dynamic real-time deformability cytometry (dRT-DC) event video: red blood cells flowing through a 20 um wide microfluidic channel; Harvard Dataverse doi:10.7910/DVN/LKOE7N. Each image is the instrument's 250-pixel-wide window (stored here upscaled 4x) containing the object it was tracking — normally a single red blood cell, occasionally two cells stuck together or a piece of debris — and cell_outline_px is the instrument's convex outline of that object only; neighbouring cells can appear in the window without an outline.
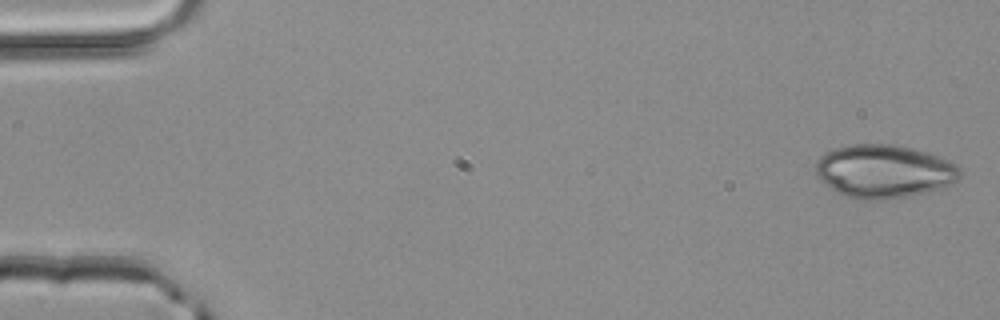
{"species": "common noctule bat (a hibernating species)", "species_latin": "Nyctalus noctula", "temperature_condition": "room temperature", "stored_images_in_passage": 3, "camera_frame_rate_fps": 3000, "um_per_image_px": 0.085, "animal": {"sex": "male", "body_mass_g": 20.4}, "frame": {"image": 1, "passage_image": 1, "time_ms": 0.0, "image_size_px": [1000, 320], "cell_outline_px": [[960, 176], [952, 184], [944, 188], [912, 196], [884, 200], [864, 200], [848, 196], [832, 188], [820, 180], [816, 176], [816, 164], [820, 156], [824, 152], [832, 148], [852, 144], [892, 144], [912, 148], [928, 152], [948, 160], [956, 164], [960, 168]], "centroid_in_image_um": [75.16, 14.56], "position_along_channel_um": 9.8, "area_um2": 45.08}}